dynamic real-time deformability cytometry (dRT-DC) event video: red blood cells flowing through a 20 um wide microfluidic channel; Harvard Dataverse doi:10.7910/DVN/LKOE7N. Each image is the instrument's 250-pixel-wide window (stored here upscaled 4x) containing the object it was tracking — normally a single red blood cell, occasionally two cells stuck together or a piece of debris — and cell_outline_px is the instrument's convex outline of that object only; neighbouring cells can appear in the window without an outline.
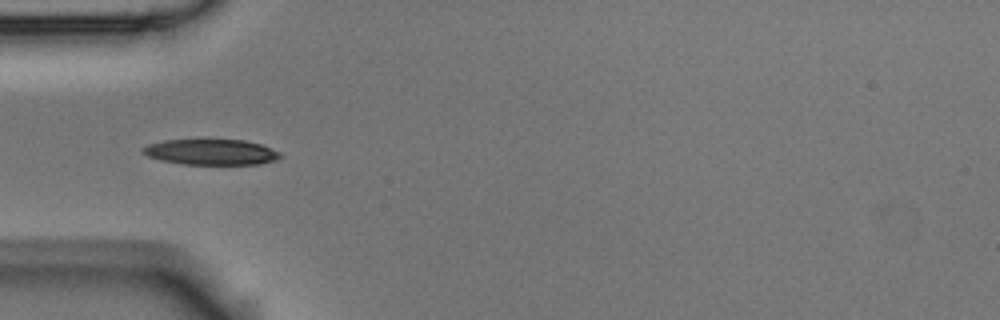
{"species": "Egyptian fruit bat (a non-hibernating species)", "species_latin": "Rousettus aegyptiacus", "temperature_condition": "room temperature", "stored_images_in_passage": 5, "camera_frame_rate_fps": 3000, "um_per_image_px": 0.085, "animal": {"sex": "male"}, "frame": {"image": 1, "passage_image": 5, "time_ms": 1.333, "image_size_px": [1000, 320], "cell_outline_px": [[284, 156], [276, 160], [260, 164], [184, 164], [160, 160], [148, 156], [140, 152], [140, 148], [148, 144], [164, 140], [244, 140], [260, 144], [280, 152]], "centroid_in_image_um": [17.93, 12.92], "position_along_channel_um": 67.1, "area_um2": 20.58}}